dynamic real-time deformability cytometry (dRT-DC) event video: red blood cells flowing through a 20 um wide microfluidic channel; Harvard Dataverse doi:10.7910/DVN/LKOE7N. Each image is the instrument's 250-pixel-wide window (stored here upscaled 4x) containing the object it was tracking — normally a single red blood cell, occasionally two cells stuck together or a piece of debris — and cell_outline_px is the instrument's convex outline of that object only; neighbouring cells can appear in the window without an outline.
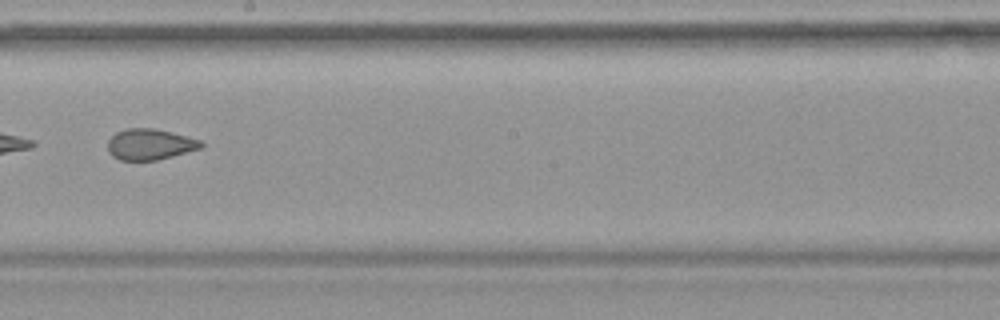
{"species": "common noctule bat (a hibernating species)", "species_latin": "Nyctalus noctula", "temperature_condition": "warm", "stored_images_in_passage": 46, "camera_frame_rate_fps": 3000, "um_per_image_px": 0.085, "animal": {"sex": "female", "body_mass_g": 19.9}, "frame": {"image": 1, "passage_image": 27, "time_ms": 8.667, "image_size_px": [1000, 320], "cell_outline_px": [[204, 148], [156, 160], [120, 160], [112, 156], [108, 152], [108, 140], [116, 132], [124, 128], [152, 128], [172, 132], [200, 140], [204, 144]], "centroid_in_image_um": [12.75, 12.26], "position_along_channel_um": 235.5, "area_um2": 16.94}}